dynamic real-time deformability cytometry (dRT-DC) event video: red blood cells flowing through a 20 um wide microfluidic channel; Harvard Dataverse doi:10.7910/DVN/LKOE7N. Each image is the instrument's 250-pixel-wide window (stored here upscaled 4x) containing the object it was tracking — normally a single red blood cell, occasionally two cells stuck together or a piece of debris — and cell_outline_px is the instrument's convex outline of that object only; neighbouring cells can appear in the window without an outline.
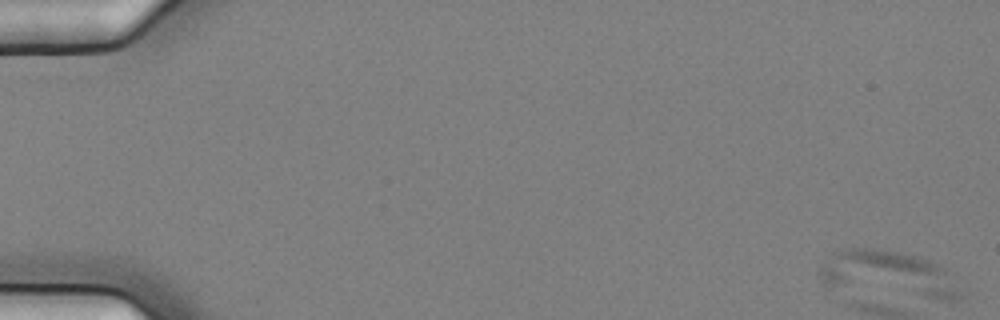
{"species": "common noctule bat (a hibernating species)", "species_latin": "Nyctalus noctula", "temperature_condition": "cold", "stored_images_in_passage": 4, "camera_frame_rate_fps": 3000, "um_per_image_px": 0.085, "animal": {"sex": "female", "body_mass_g": 25.1}, "frame": {"image": 1, "passage_image": 1, "time_ms": 0.0, "image_size_px": [1000, 320], "cell_outline_px": [[964, 296], [960, 300], [940, 300], [824, 284], [816, 276], [816, 272], [828, 256], [832, 252], [852, 248], [872, 248], [900, 252], [916, 256], [940, 264], [944, 268]], "centroid_in_image_um": [75.51, 23.27], "position_along_channel_um": 9.5, "area_um2": 37.22}}